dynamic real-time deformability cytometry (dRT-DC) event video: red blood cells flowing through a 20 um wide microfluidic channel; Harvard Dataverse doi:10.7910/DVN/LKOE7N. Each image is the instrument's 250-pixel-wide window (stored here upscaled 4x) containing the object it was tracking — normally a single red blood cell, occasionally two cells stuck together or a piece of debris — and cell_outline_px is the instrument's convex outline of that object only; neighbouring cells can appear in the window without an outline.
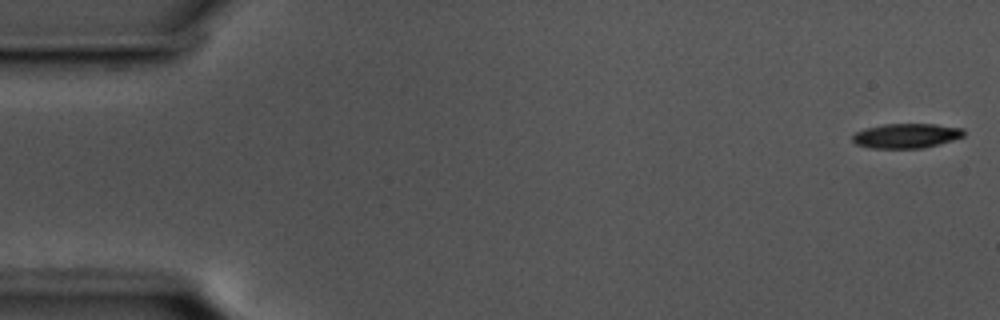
{"species": "common noctule bat (a hibernating species)", "species_latin": "Nyctalus noctula", "temperature_condition": "cold", "stored_images_in_passage": 11, "camera_frame_rate_fps": 3000, "um_per_image_px": 0.085, "animal": {"sex": "male", "body_mass_g": 17.5, "forearm_length_mm": 52.3}, "frame": {"image": 1, "passage_image": 1, "time_ms": 0.0, "image_size_px": [1000, 320], "cell_outline_px": [[964, 136], [940, 144], [924, 148], [872, 148], [856, 144], [852, 140], [852, 136], [856, 132], [864, 128], [884, 124], [936, 124], [964, 128]], "centroid_in_image_um": [77.05, 11.54], "position_along_channel_um": 8.0, "area_um2": 16.07}}